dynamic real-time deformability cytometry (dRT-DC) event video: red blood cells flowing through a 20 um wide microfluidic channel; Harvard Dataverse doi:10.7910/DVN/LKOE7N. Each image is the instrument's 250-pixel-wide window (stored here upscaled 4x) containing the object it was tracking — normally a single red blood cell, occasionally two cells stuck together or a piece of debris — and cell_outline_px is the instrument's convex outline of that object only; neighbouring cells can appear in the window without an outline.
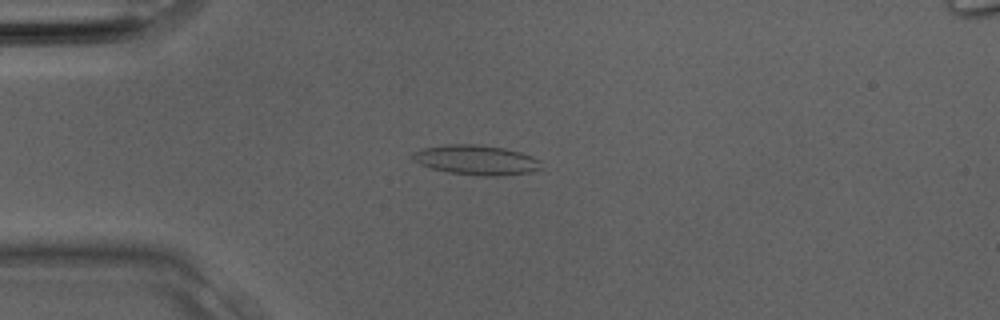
{"species": "Egyptian fruit bat (a non-hibernating species)", "species_latin": "Rousettus aegyptiacus", "temperature_condition": "room temperature", "stored_images_in_passage": 2, "camera_frame_rate_fps": 3000, "um_per_image_px": 0.085, "animal": {"sex": "male"}, "frame": {"image": 1, "passage_image": 2, "time_ms": 0.333, "image_size_px": [1000, 320], "cell_outline_px": [[540, 168], [528, 172], [504, 176], [480, 176], [448, 172], [432, 168], [420, 164], [412, 160], [412, 152], [420, 148], [448, 144], [476, 144], [504, 148], [520, 152], [532, 156], [540, 160]], "centroid_in_image_um": [40.44, 13.59], "position_along_channel_um": 44.6, "area_um2": 22.37}}